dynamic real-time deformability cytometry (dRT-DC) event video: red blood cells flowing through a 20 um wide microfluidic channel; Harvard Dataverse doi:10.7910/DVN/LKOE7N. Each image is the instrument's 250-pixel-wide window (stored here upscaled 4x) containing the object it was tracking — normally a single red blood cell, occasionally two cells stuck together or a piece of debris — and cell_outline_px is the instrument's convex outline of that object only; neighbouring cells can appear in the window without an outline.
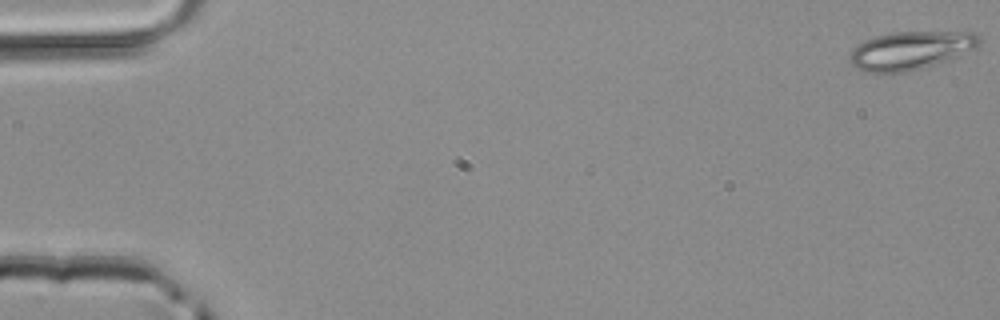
{"species": "common noctule bat (a hibernating species)", "species_latin": "Nyctalus noctula", "temperature_condition": "room temperature", "stored_images_in_passage": 48, "camera_frame_rate_fps": 3000, "um_per_image_px": 0.085, "animal": {"sex": "male", "body_mass_g": 20.4}, "frame": {"image": 1, "passage_image": 1, "time_ms": 0.0, "image_size_px": [1000, 320], "cell_outline_px": [[980, 48], [940, 64], [908, 72], [864, 72], [856, 68], [852, 64], [848, 56], [852, 48], [864, 40], [876, 36], [896, 32], [976, 32], [980, 36]], "centroid_in_image_um": [77.46, 4.3], "position_along_channel_um": 7.5, "area_um2": 29.48}}
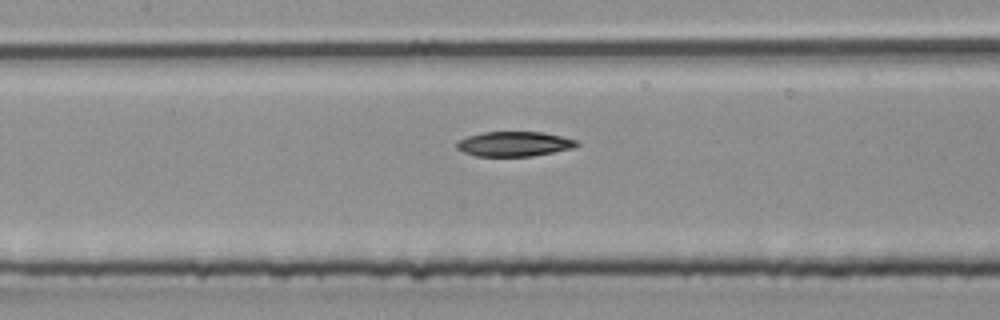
{"frame": {"image": 2, "passage_image": 23, "time_ms": 7.333, "image_size_px": [1000, 320], "cell_outline_px": [[580, 144], [572, 148], [532, 156], [476, 156], [464, 152], [456, 148], [456, 140], [464, 136], [484, 132], [544, 132], [576, 140]], "centroid_in_image_um": [43.64, 12.23], "position_along_channel_um": 163.8, "area_um2": 17.4}}
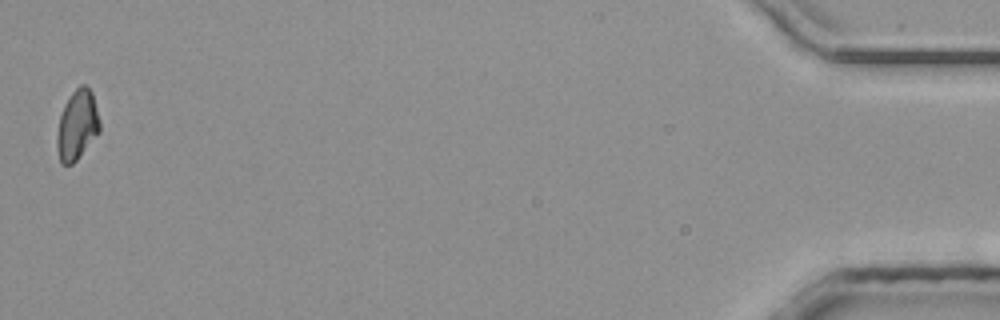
{"frame": {"image": 3, "passage_image": 48, "time_ms": 15.667, "image_size_px": [1000, 320], "cell_outline_px": [[100, 132], [76, 160], [72, 164], [60, 164], [56, 148], [56, 136], [60, 116], [64, 104], [72, 92], [80, 84], [84, 84], [92, 92], [100, 120]], "centroid_in_image_um": [6.55, 10.64], "position_along_channel_um": 428.7, "area_um2": 17.51}}